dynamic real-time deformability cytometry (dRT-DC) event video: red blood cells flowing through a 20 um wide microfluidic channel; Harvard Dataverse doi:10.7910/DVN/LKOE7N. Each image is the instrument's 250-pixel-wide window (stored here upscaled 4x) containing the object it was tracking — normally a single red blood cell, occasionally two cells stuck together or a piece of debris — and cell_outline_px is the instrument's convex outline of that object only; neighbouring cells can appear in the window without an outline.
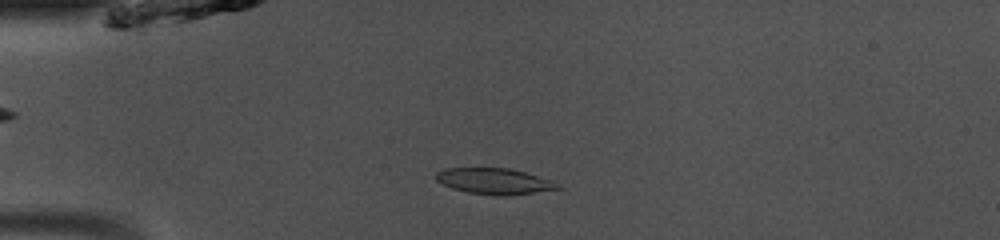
{"species": "common noctule bat (a hibernating species)", "species_latin": "Nyctalus noctula", "temperature_condition": "room temperature", "stored_images_in_passage": 47, "camera_frame_rate_fps": 3000, "um_per_image_px": 0.085, "animal": {"sex": "male", "body_mass_g": 13.0, "forearm_length_mm": 53.1}, "frame": {"image": 1, "passage_image": 11, "time_ms": 3.333, "image_size_px": [1000, 240], "cell_outline_px": [[564, 188], [532, 192], [468, 192], [452, 188], [436, 180], [436, 172], [444, 168], [508, 168], [524, 172], [552, 180]], "centroid_in_image_um": [41.98, 15.33], "position_along_channel_um": 43.0, "area_um2": 17.22}}
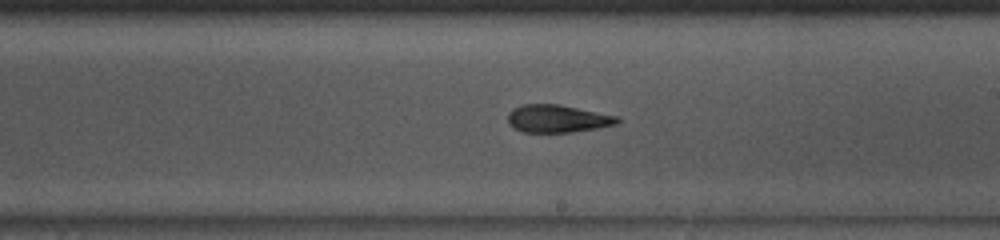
{"frame": {"image": 2, "passage_image": 27, "time_ms": 8.667, "image_size_px": [1000, 240], "cell_outline_px": [[620, 120], [616, 124], [596, 128], [572, 132], [524, 132], [512, 128], [508, 124], [508, 112], [512, 108], [524, 104], [560, 104], [616, 116]], "centroid_in_image_um": [47.32, 10.08], "position_along_channel_um": 241.7, "area_um2": 17.63}}
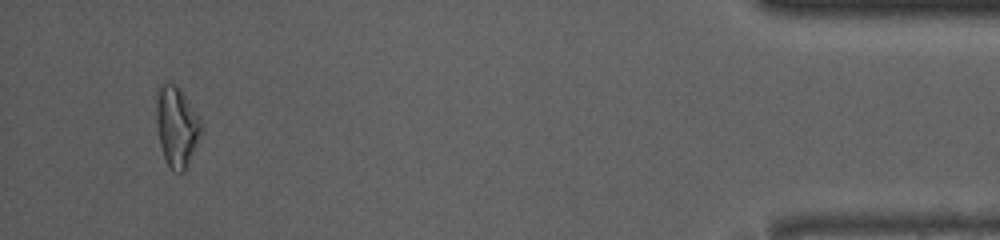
{"frame": {"image": 3, "passage_image": 45, "time_ms": 14.667, "image_size_px": [1000, 240], "cell_outline_px": [[204, 128], [188, 164], [184, 172], [180, 172], [172, 168], [168, 164], [164, 156], [160, 144], [156, 124], [156, 104], [160, 84], [176, 84], [180, 88], [200, 116]], "centroid_in_image_um": [15.05, 10.73], "position_along_channel_um": 420.1, "area_um2": 20.98}, "authors_computed_cell_mechanics": {"area_um2": 18.5538, "velocity_mm_per_s": 4.1142, "shape_relaxation_time_tau1_ms": 4.6598, "shape_relaxation_time_tau2_ms": 2.3481, "deformation_change_tau1": 0.1423, "deformation_change_tau2": 0.1151}}